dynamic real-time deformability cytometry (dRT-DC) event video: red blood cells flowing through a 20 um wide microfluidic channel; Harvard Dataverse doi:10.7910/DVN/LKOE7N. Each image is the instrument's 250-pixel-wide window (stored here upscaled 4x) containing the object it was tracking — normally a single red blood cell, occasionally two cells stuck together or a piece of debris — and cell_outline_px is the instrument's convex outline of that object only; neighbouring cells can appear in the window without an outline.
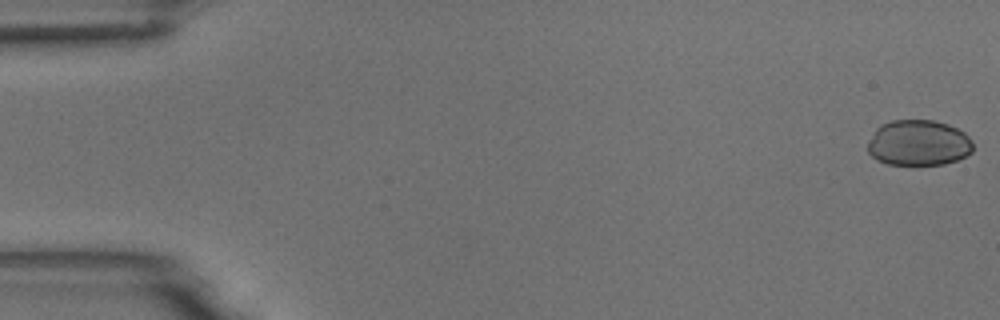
{"species": "common noctule bat (a hibernating species)", "species_latin": "Nyctalus noctula", "temperature_condition": "room temperature", "stored_images_in_passage": 55, "camera_frame_rate_fps": 3000, "um_per_image_px": 0.085, "animal": {"sex": "male", "body_mass_g": 18.8}, "frame": {"image": 1, "passage_image": 1, "time_ms": 0.0, "image_size_px": [1000, 320], "cell_outline_px": [[972, 152], [956, 160], [944, 164], [888, 164], [876, 160], [868, 152], [868, 140], [876, 128], [880, 124], [892, 120], [932, 120], [948, 124], [964, 132], [972, 140]], "centroid_in_image_um": [78.05, 12.13], "position_along_channel_um": 7.0, "area_um2": 28.09}}
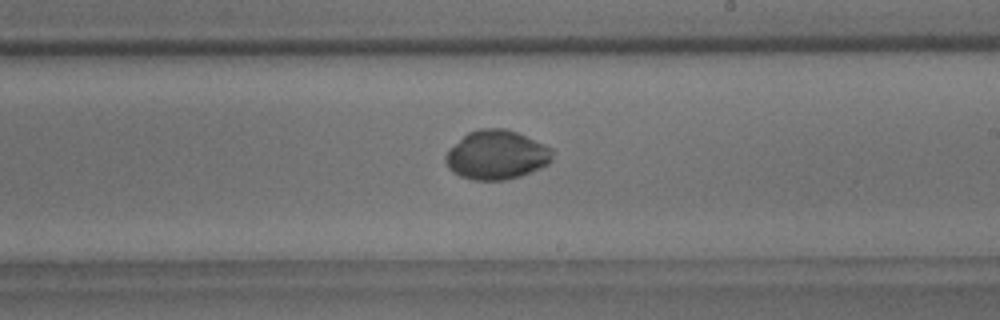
{"frame": {"image": 2, "passage_image": 32, "time_ms": 10.333, "image_size_px": [1000, 320], "cell_outline_px": [[552, 160], [548, 164], [540, 168], [520, 176], [504, 180], [472, 180], [460, 176], [452, 172], [448, 168], [444, 160], [444, 156], [468, 132], [480, 128], [504, 128], [516, 132], [544, 144], [552, 148]], "centroid_in_image_um": [42.21, 13.18], "position_along_channel_um": 246.8, "area_um2": 30.4}}
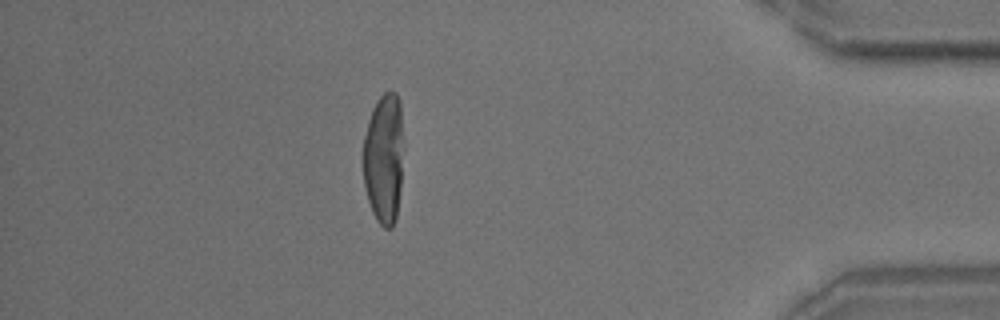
{"frame": {"image": 3, "passage_image": 48, "time_ms": 15.667, "image_size_px": [1000, 320], "cell_outline_px": [[404, 148], [400, 188], [396, 220], [392, 228], [384, 228], [376, 220], [372, 212], [368, 200], [364, 184], [360, 156], [364, 136], [368, 120], [372, 108], [376, 100], [384, 92], [396, 92], [400, 100], [404, 144]], "centroid_in_image_um": [32.61, 13.44], "position_along_channel_um": 402.6, "area_um2": 31.96}}